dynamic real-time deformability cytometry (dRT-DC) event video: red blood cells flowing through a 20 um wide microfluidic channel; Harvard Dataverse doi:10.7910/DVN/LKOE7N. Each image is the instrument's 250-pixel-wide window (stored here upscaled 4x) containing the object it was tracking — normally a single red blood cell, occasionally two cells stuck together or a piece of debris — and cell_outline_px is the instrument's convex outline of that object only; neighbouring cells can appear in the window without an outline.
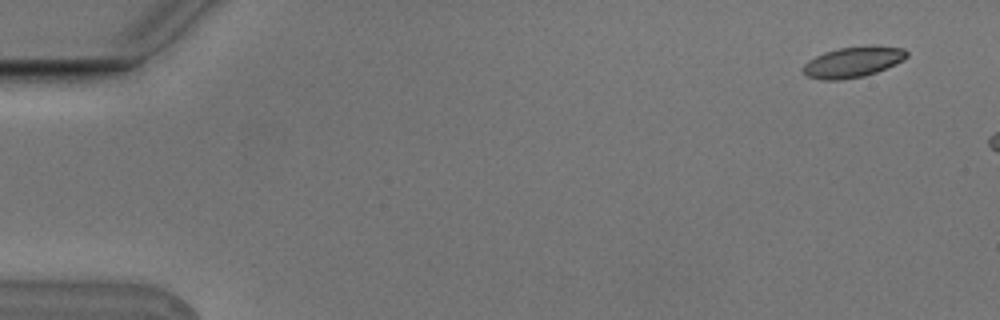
{"species": "Egyptian fruit bat (a non-hibernating species)", "species_latin": "Rousettus aegyptiacus", "temperature_condition": "cold", "stored_images_in_passage": 5, "camera_frame_rate_fps": 3000, "um_per_image_px": 0.085, "animal": {"sex": "male"}, "frame": {"image": 1, "passage_image": 1, "time_ms": 0.0, "image_size_px": [1000, 320], "cell_outline_px": [[908, 56], [904, 60], [896, 64], [876, 72], [864, 76], [840, 80], [820, 80], [808, 76], [804, 72], [804, 64], [808, 60], [824, 52], [840, 48], [872, 44], [904, 48], [908, 52]], "centroid_in_image_um": [72.55, 5.25], "position_along_channel_um": 12.5, "area_um2": 18.73}}